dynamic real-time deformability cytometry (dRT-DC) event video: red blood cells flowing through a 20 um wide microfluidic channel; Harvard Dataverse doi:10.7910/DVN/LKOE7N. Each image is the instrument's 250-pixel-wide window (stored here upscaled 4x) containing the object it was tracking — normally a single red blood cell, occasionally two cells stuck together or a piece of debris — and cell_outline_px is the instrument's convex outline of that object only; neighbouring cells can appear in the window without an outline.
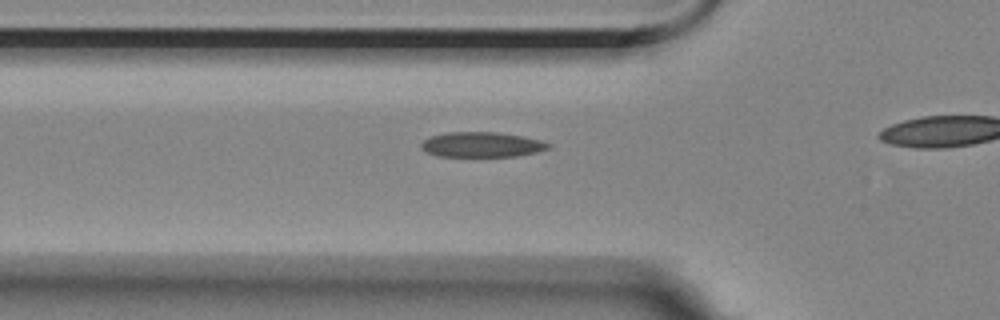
{"species": "Egyptian fruit bat (a non-hibernating species)", "species_latin": "Rousettus aegyptiacus", "temperature_condition": "room temperature", "stored_images_in_passage": 40, "camera_frame_rate_fps": 3000, "um_per_image_px": 0.085, "animal": {"sex": "female"}, "frame": {"image": 1, "passage_image": 14, "time_ms": 4.333, "image_size_px": [1000, 320], "cell_outline_px": [[552, 144], [548, 148], [536, 152], [516, 156], [436, 156], [428, 152], [420, 144], [424, 140], [432, 136], [448, 132], [496, 132], [524, 136], [540, 140]], "centroid_in_image_um": [40.98, 12.28], "position_along_channel_um": 84.8, "area_um2": 18.38}}
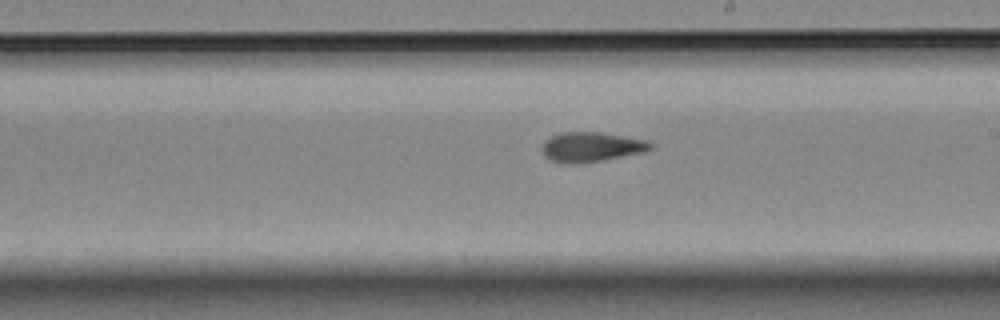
{"frame": {"image": 2, "passage_image": 27, "time_ms": 8.667, "image_size_px": [1000, 320], "cell_outline_px": [[656, 144], [652, 148], [644, 152], [604, 160], [580, 164], [568, 164], [548, 160], [544, 156], [544, 144], [552, 136], [560, 132], [600, 132], [648, 140]], "centroid_in_image_um": [50.32, 12.5], "position_along_channel_um": 238.7, "area_um2": 18.9}}
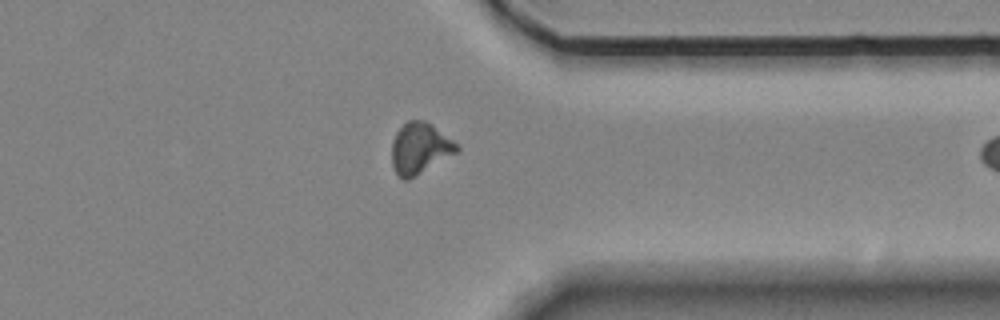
{"frame": {"image": 3, "passage_image": 39, "time_ms": 12.667, "image_size_px": [1000, 320], "cell_outline_px": [[460, 148], [456, 152], [408, 180], [404, 180], [396, 172], [392, 164], [392, 140], [396, 132], [408, 120], [424, 120], [432, 124], [452, 140]], "centroid_in_image_um": [35.66, 12.59], "position_along_channel_um": 375.7, "area_um2": 18.96}}